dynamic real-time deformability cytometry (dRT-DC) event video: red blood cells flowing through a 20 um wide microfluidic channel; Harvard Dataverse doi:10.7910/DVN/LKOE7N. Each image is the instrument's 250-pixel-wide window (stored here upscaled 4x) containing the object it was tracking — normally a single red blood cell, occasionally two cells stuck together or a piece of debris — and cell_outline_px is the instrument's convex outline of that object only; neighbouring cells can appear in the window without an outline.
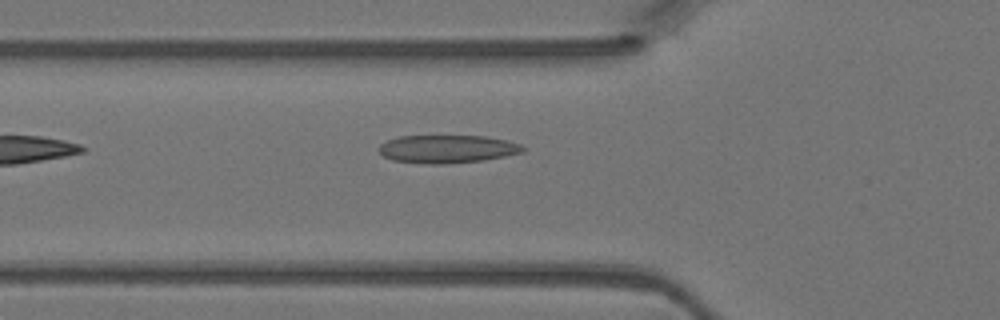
{"species": "Egyptian fruit bat (a non-hibernating species)", "species_latin": "Rousettus aegyptiacus", "temperature_condition": "warm", "stored_images_in_passage": 5, "camera_frame_rate_fps": 3000, "um_per_image_px": 0.085, "animal": {"sex": "female"}, "frame": {"image": 1, "passage_image": 5, "time_ms": 1.333, "image_size_px": [1000, 320], "cell_outline_px": [[528, 148], [524, 152], [504, 156], [480, 160], [448, 164], [428, 164], [392, 160], [384, 156], [376, 148], [380, 144], [388, 140], [400, 136], [484, 136], [508, 140], [520, 144]], "centroid_in_image_um": [38.03, 12.66], "position_along_channel_um": 87.8, "area_um2": 23.58}}